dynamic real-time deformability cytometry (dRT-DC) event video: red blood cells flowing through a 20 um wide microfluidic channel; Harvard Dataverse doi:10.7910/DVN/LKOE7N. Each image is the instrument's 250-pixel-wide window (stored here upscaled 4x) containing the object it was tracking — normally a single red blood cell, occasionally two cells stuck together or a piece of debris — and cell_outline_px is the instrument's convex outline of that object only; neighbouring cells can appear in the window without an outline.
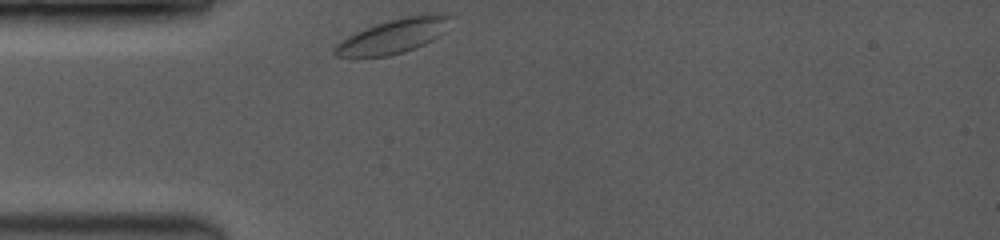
{"species": "common noctule bat (a hibernating species)", "species_latin": "Nyctalus noctula", "temperature_condition": "room temperature", "stored_images_in_passage": 10, "camera_frame_rate_fps": 3500, "um_per_image_px": 0.085, "animal": {"sex": "female", "body_mass_g": 19.0, "forearm_length_mm": 53.3}, "frame": {"image": 1, "passage_image": 1, "time_ms": 0.0, "image_size_px": [1000, 240], "cell_outline_px": [[452, 16], [444, 32], [440, 36], [424, 44], [404, 52], [388, 56], [332, 56], [332, 48], [336, 44], [348, 36], [364, 28], [376, 24], [408, 16], [440, 12], [448, 12]], "centroid_in_image_um": [33.47, 3.05], "position_along_channel_um": 51.5, "area_um2": 23.12}}
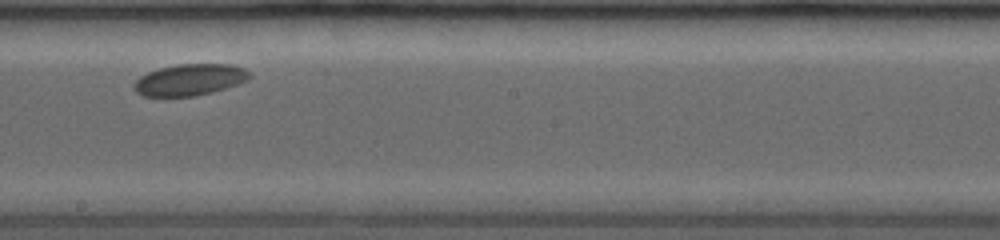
{"frame": {"image": 2, "passage_image": 6, "time_ms": 5.143, "image_size_px": [1000, 240], "cell_outline_px": [[252, 76], [248, 80], [212, 92], [192, 96], [144, 96], [136, 92], [132, 88], [132, 84], [140, 76], [148, 72], [160, 68], [176, 64], [232, 64], [244, 68]], "centroid_in_image_um": [16.1, 6.77], "position_along_channel_um": 232.1, "area_um2": 21.15}}
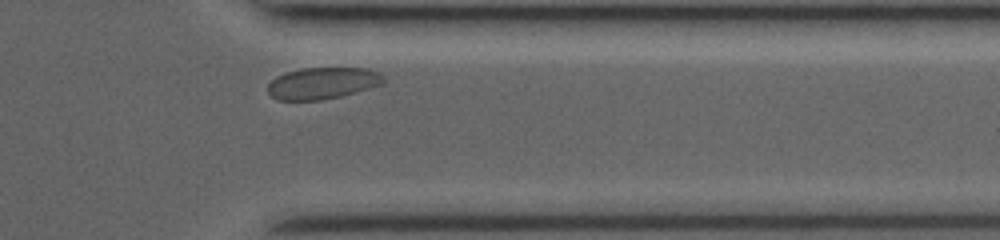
{"frame": {"image": 3, "passage_image": 10, "time_ms": 9.143, "image_size_px": [1000, 240], "cell_outline_px": [[384, 84], [356, 92], [340, 96], [320, 100], [276, 100], [268, 92], [268, 84], [276, 76], [300, 68], [368, 68], [380, 72], [384, 76]], "centroid_in_image_um": [27.44, 7.06], "position_along_channel_um": 384.0, "area_um2": 21.44}}